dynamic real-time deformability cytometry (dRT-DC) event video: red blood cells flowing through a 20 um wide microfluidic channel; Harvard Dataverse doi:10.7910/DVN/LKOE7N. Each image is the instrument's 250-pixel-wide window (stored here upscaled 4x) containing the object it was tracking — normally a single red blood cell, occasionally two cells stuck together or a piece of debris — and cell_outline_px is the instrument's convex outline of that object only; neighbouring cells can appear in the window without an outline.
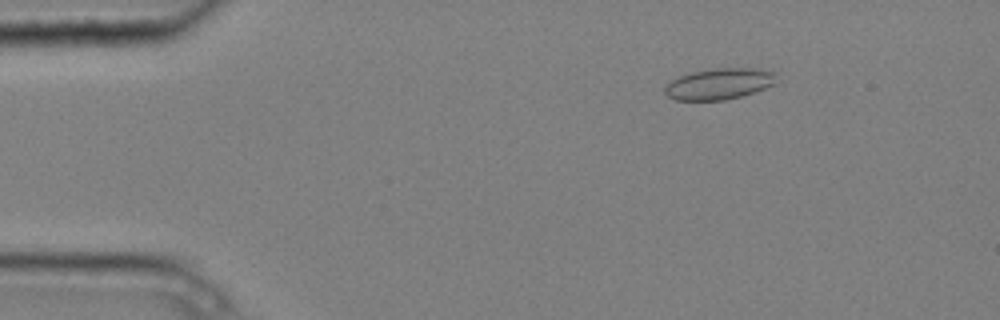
{"species": "common noctule bat (a hibernating species)", "species_latin": "Nyctalus noctula", "temperature_condition": "cold", "stored_images_in_passage": 5, "camera_frame_rate_fps": 3000, "um_per_image_px": 0.085, "animal": {"sex": "male", "body_mass_g": 20.4}, "frame": {"image": 1, "passage_image": 1, "time_ms": 0.0, "image_size_px": [1000, 320], "cell_outline_px": [[776, 72], [772, 84], [764, 88], [740, 96], [724, 100], [676, 100], [668, 96], [664, 92], [664, 84], [688, 72], [716, 68], [760, 68]], "centroid_in_image_um": [61.07, 7.11], "position_along_channel_um": 23.9, "area_um2": 20.17}}
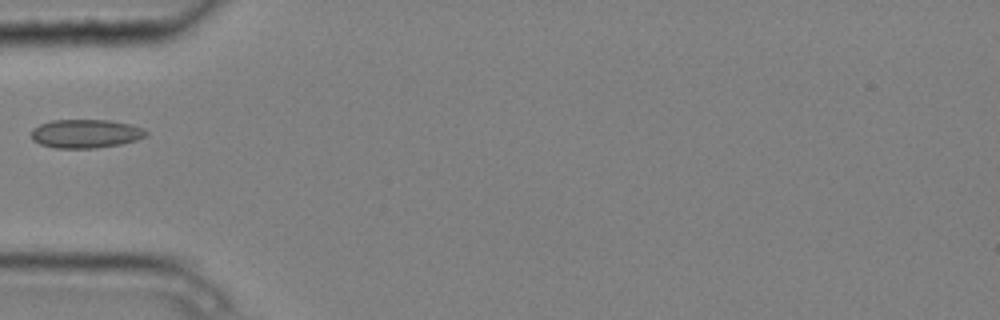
{"frame": {"image": 2, "passage_image": 4, "time_ms": 1.0, "image_size_px": [1000, 320], "cell_outline_px": [[148, 136], [136, 140], [120, 144], [96, 148], [56, 148], [40, 144], [32, 140], [32, 128], [40, 124], [52, 120], [112, 120], [144, 128], [148, 132]], "centroid_in_image_um": [7.3, 11.36], "position_along_channel_um": 77.7, "area_um2": 19.25}}
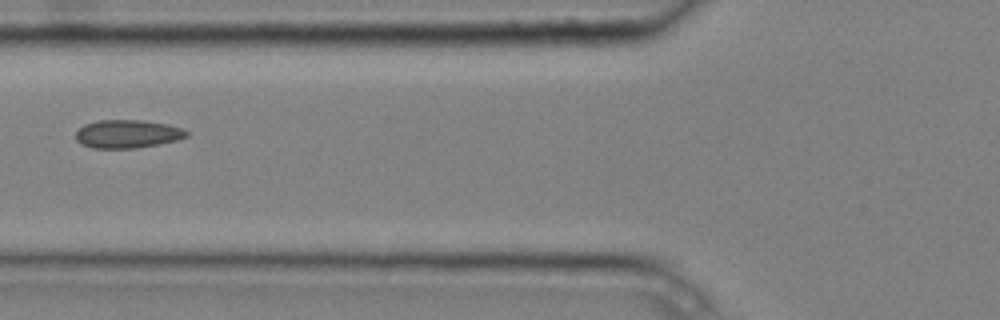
{"frame": {"image": 3, "passage_image": 5, "time_ms": 1.333, "image_size_px": [1000, 320], "cell_outline_px": [[188, 136], [176, 140], [160, 144], [136, 148], [92, 148], [80, 144], [76, 140], [76, 132], [84, 124], [96, 120], [144, 120], [168, 124], [180, 128], [188, 132]], "centroid_in_image_um": [10.81, 11.38], "position_along_channel_um": 115.0, "area_um2": 18.32}}